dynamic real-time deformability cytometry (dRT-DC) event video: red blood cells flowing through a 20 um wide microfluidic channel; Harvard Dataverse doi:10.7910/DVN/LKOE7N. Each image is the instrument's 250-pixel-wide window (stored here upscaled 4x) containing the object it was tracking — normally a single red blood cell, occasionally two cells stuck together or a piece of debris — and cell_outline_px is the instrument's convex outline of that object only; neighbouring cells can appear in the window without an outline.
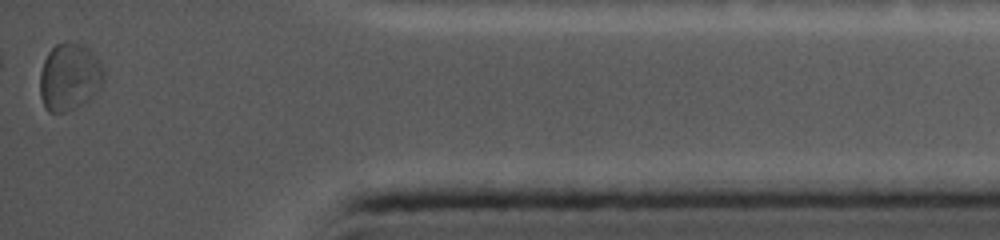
{"species": "common noctule bat (a hibernating species)", "species_latin": "Nyctalus noctula", "temperature_condition": "cold", "stored_images_in_passage": 35, "camera_frame_rate_fps": 5000, "um_per_image_px": 0.085, "animal": {"sex": "female", "body_mass_g": 19.0, "forearm_length_mm": 56.7}, "frame": {"image": 1, "passage_image": 35, "time_ms": 10.0, "image_size_px": [1000, 240], "cell_outline_px": [[104, 80], [100, 88], [88, 100], [76, 108], [64, 112], [48, 112], [44, 108], [40, 96], [40, 72], [44, 60], [48, 52], [56, 44], [64, 40], [72, 40], [88, 44], [104, 68]], "centroid_in_image_um": [5.92, 6.48], "position_along_channel_um": 429.3, "area_um2": 25.84}, "authors_computed_cell_mechanics": {"area_um2": 20.8658, "velocity_mm_per_s": 3.7498, "shape_relaxation_time_tau1_ms": null, "shape_relaxation_time_tau2_ms": 2.714, "deformation_change_tau1": null, "deformation_change_tau2": 0.077}}